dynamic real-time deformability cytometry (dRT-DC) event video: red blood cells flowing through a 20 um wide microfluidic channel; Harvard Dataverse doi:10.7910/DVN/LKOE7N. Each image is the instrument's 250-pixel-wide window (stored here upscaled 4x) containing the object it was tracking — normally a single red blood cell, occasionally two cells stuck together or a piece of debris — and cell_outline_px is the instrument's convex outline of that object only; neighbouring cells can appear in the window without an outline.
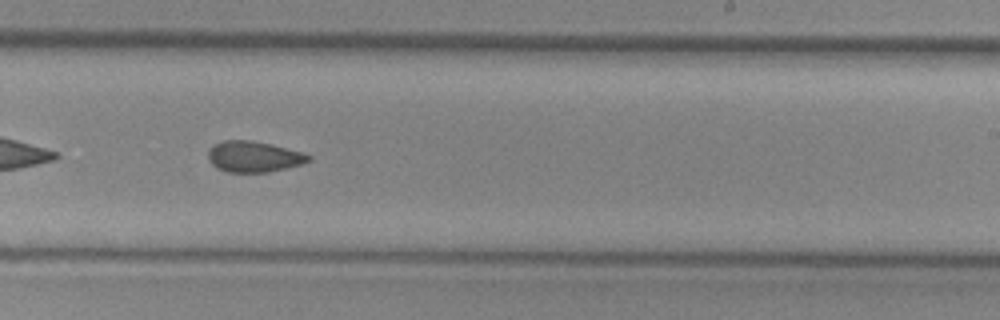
{"species": "common noctule bat (a hibernating species)", "species_latin": "Nyctalus noctula", "temperature_condition": "cold", "stored_images_in_passage": 31, "camera_frame_rate_fps": 3000, "um_per_image_px": 0.085, "animal": {"sex": "female", "body_mass_g": 29.2, "forearm_length_mm": 56.3}, "frame": {"image": 1, "passage_image": 21, "time_ms": 6.667, "image_size_px": [1000, 320], "cell_outline_px": [[312, 160], [300, 164], [268, 172], [228, 172], [216, 168], [208, 160], [208, 152], [212, 144], [224, 140], [252, 140], [272, 144], [304, 152], [312, 156]], "centroid_in_image_um": [21.56, 13.3], "position_along_channel_um": 267.4, "area_um2": 18.26}, "authors_computed_cell_mechanics": {"area_um2": 18.3804, "velocity_mm_per_s": 3.7421, "shape_relaxation_time_tau1_ms": null, "shape_relaxation_time_tau2_ms": 4.0563, "deformation_change_tau1": null, "deformation_change_tau2": 0.0948}}